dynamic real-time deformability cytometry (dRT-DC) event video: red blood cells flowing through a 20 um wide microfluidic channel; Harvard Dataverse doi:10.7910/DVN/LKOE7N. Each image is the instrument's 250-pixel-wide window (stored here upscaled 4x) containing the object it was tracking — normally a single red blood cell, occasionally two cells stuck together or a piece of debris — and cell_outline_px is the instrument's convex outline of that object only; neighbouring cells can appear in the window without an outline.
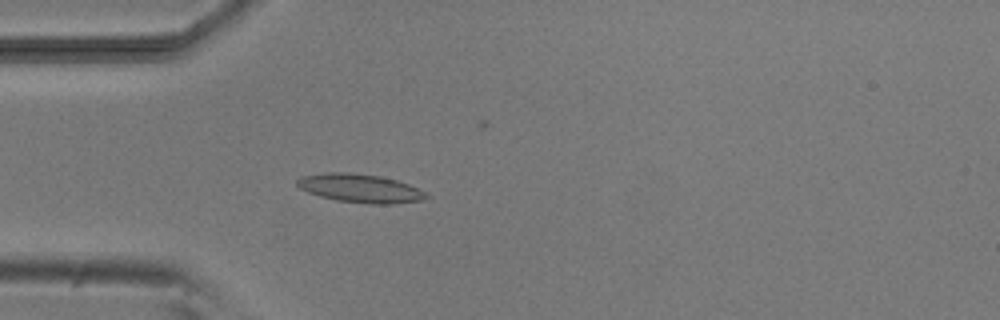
{"species": "common noctule bat (a hibernating species)", "species_latin": "Nyctalus noctula", "temperature_condition": "room temperature", "stored_images_in_passage": 52, "camera_frame_rate_fps": 3000, "um_per_image_px": 0.085, "animal": {"sex": "male", "body_mass_g": 20.5, "forearm_length_mm": 52.5}, "frame": {"image": 1, "passage_image": 16, "time_ms": 5.0, "image_size_px": [1000, 320], "cell_outline_px": [[432, 196], [420, 200], [392, 204], [368, 204], [336, 200], [320, 196], [308, 192], [300, 188], [296, 184], [296, 180], [300, 176], [324, 172], [348, 172], [380, 176], [396, 180], [408, 184]], "centroid_in_image_um": [30.58, 16.0], "position_along_channel_um": 54.4, "area_um2": 21.5}}
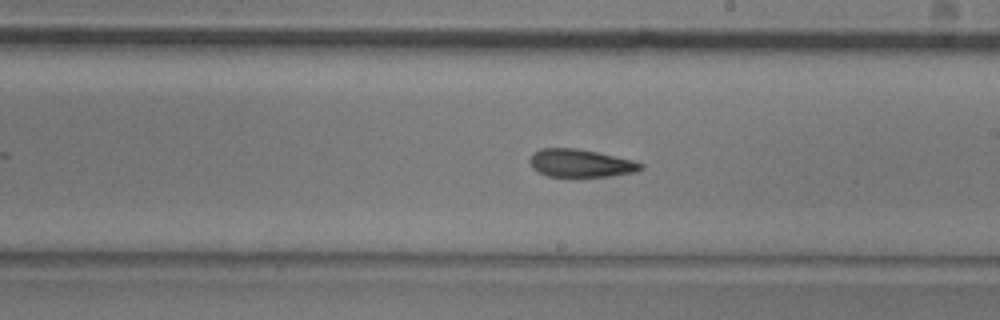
{"frame": {"image": 2, "passage_image": 31, "time_ms": 10.0, "image_size_px": [1000, 320], "cell_outline_px": [[644, 168], [636, 172], [612, 176], [548, 176], [532, 168], [528, 160], [532, 152], [540, 148], [576, 148], [596, 152], [632, 160], [644, 164]], "centroid_in_image_um": [49.33, 13.86], "position_along_channel_um": 239.7, "area_um2": 18.03}}
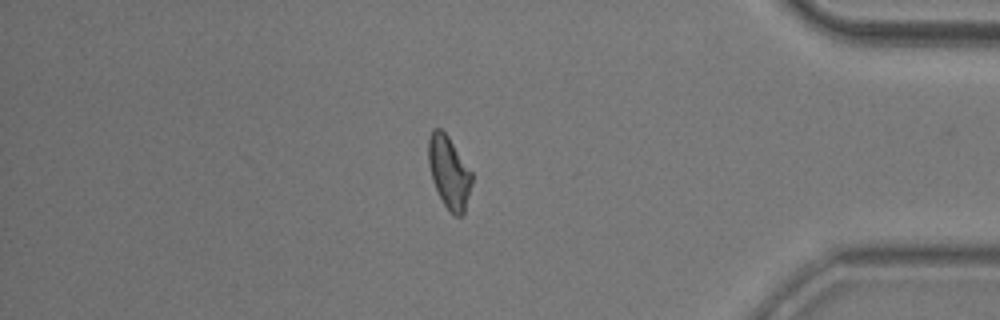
{"frame": {"image": 3, "passage_image": 46, "time_ms": 15.0, "image_size_px": [1000, 320], "cell_outline_px": [[472, 184], [464, 212], [460, 216], [452, 216], [448, 212], [432, 180], [428, 164], [428, 140], [432, 128], [440, 128], [448, 136], [472, 172]], "centroid_in_image_um": [38.16, 14.65], "position_along_channel_um": 397.0, "area_um2": 18.32}, "authors_computed_cell_mechanics": {"area_um2": 18.9006, "velocity_mm_per_s": 3.803, "shape_relaxation_time_tau1_ms": 9.6931, "shape_relaxation_time_tau2_ms": 9.5534, "deformation_change_tau1": 0.2044, "deformation_change_tau2": 0.2171}}